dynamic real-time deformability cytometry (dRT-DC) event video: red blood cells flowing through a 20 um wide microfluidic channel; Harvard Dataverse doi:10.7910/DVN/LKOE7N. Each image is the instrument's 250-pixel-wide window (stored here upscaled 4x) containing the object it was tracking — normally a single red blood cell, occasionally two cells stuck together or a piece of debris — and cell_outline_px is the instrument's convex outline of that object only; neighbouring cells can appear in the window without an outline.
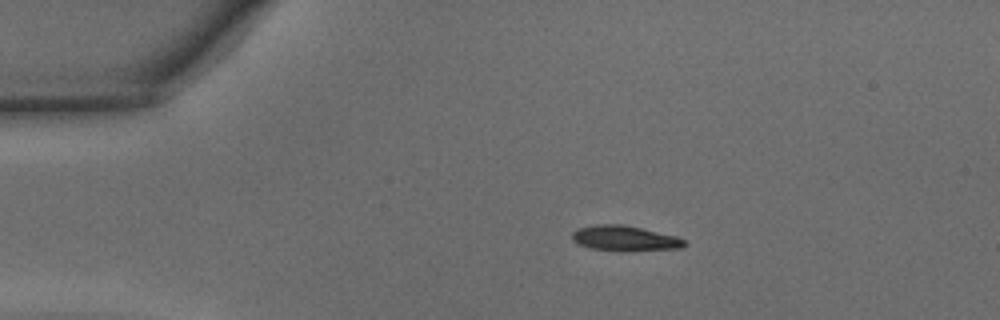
{"species": "common noctule bat (a hibernating species)", "species_latin": "Nyctalus noctula", "temperature_condition": "warm", "stored_images_in_passage": 46, "camera_frame_rate_fps": 3000, "um_per_image_px": 0.085, "animal": {"sex": "male", "body_mass_g": 15.6}, "frame": {"image": 1, "passage_image": 9, "time_ms": 2.667, "image_size_px": [1000, 320], "cell_outline_px": [[688, 244], [680, 248], [592, 248], [576, 244], [572, 240], [572, 232], [576, 228], [596, 224], [624, 224], [676, 236], [684, 240]], "centroid_in_image_um": [53.02, 20.19], "position_along_channel_um": 32.0, "area_um2": 15.55}}
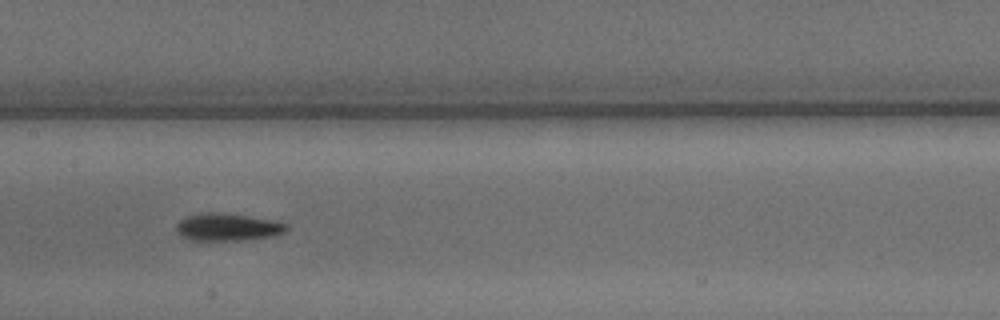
{"frame": {"image": 2, "passage_image": 23, "time_ms": 7.333, "image_size_px": [1000, 320], "cell_outline_px": [[288, 228], [284, 232], [272, 236], [240, 240], [192, 240], [180, 236], [176, 232], [176, 224], [184, 216], [200, 212], [220, 212], [276, 220], [288, 224]], "centroid_in_image_um": [19.31, 19.28], "position_along_channel_um": 188.1, "area_um2": 17.86}}
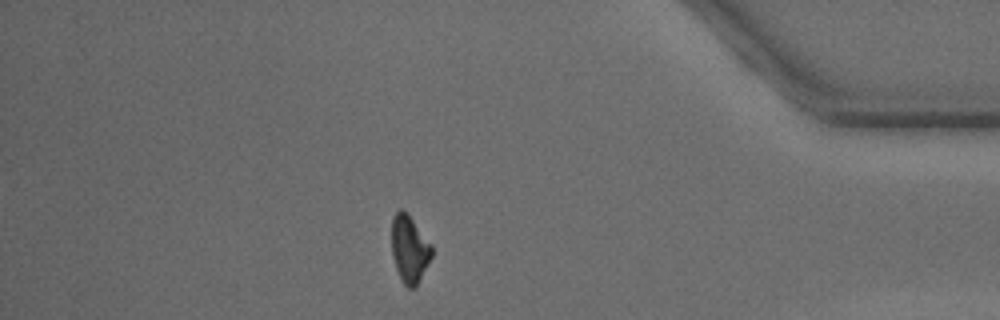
{"frame": {"image": 3, "passage_image": 40, "time_ms": 13.0, "image_size_px": [1000, 320], "cell_outline_px": [[432, 256], [416, 288], [408, 288], [400, 280], [392, 256], [392, 216], [400, 208], [412, 220], [432, 244]], "centroid_in_image_um": [34.8, 21.21], "position_along_channel_um": 400.4, "area_um2": 15.66}, "authors_computed_cell_mechanics": {"area_um2": 16.4441, "velocity_mm_per_s": 4.382, "shape_relaxation_time_tau1_ms": 1.9063, "shape_relaxation_time_tau2_ms": null, "deformation_change_tau1": 0.1521, "deformation_change_tau2": null}}